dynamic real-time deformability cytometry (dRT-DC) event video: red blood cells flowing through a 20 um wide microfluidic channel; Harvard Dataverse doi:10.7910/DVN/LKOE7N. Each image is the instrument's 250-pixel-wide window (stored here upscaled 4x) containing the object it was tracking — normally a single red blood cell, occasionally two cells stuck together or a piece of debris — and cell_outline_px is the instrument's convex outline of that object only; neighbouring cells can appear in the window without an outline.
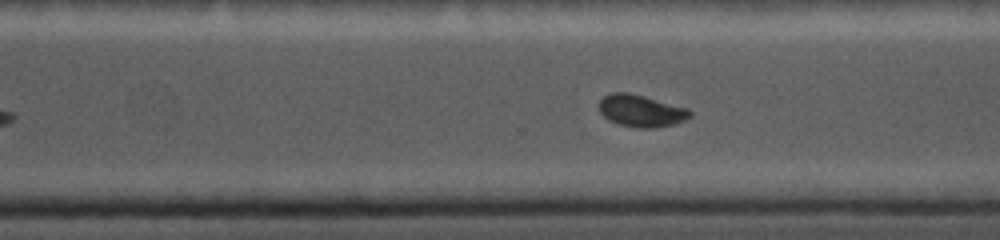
{"species": "common noctule bat (a hibernating species)", "species_latin": "Nyctalus noctula", "temperature_condition": "cold", "stored_images_in_passage": 22, "camera_frame_rate_fps": 5000, "um_per_image_px": 0.085, "animal": {"sex": "female", "body_mass_g": 19.0, "forearm_length_mm": 56.7}, "frame": {"image": 1, "passage_image": 16, "time_ms": 7.2, "image_size_px": [1000, 240], "cell_outline_px": [[692, 116], [676, 124], [652, 128], [636, 128], [616, 124], [608, 120], [600, 112], [600, 100], [608, 92], [628, 92], [644, 96], [688, 108], [692, 112]], "centroid_in_image_um": [54.49, 9.42], "position_along_channel_um": 316.1, "area_um2": 17.17}}